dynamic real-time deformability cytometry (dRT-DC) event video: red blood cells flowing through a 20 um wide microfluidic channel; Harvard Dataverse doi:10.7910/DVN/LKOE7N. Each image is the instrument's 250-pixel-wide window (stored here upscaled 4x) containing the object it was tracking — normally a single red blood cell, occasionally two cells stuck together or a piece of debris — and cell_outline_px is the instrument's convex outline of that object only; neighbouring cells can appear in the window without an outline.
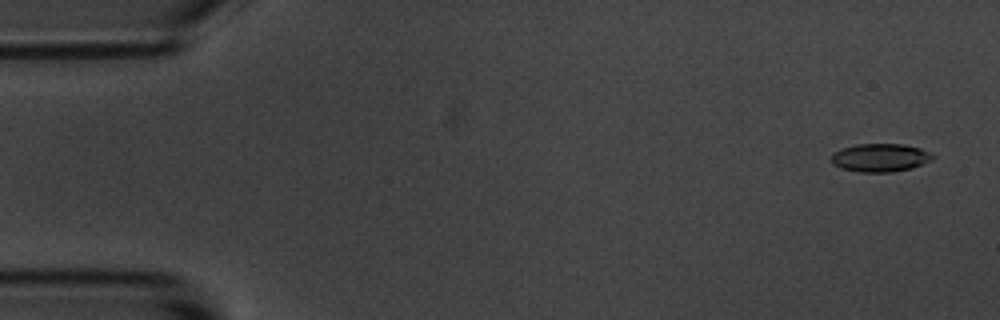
{"species": "common noctule bat (a hibernating species)", "species_latin": "Nyctalus noctula", "temperature_condition": "room temperature", "stored_images_in_passage": 5, "camera_frame_rate_fps": 3000, "um_per_image_px": 0.085, "animal": {"sex": "male", "body_mass_g": 20.1, "forearm_length_mm": 53.5}, "frame": {"image": 1, "passage_image": 1, "time_ms": 0.0, "image_size_px": [1000, 320], "cell_outline_px": [[936, 156], [932, 160], [912, 168], [892, 172], [860, 172], [840, 168], [832, 164], [828, 156], [832, 152], [840, 148], [856, 144], [904, 144], [920, 148]], "centroid_in_image_um": [74.75, 13.4], "position_along_channel_um": 10.2, "area_um2": 16.99}}
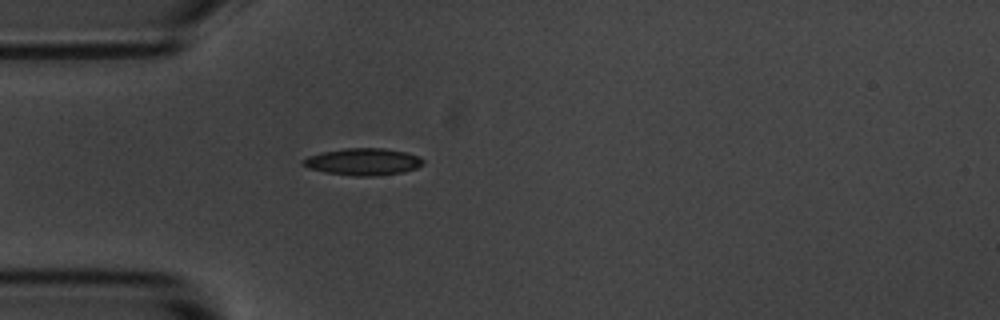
{"frame": {"image": 2, "passage_image": 5, "time_ms": 4.333, "image_size_px": [1000, 320], "cell_outline_px": [[424, 164], [416, 168], [404, 172], [372, 176], [352, 176], [324, 172], [308, 168], [300, 164], [300, 160], [308, 156], [324, 152], [344, 148], [384, 148], [404, 152], [416, 156], [424, 160]], "centroid_in_image_um": [30.82, 13.75], "position_along_channel_um": 54.2, "area_um2": 18.9}}